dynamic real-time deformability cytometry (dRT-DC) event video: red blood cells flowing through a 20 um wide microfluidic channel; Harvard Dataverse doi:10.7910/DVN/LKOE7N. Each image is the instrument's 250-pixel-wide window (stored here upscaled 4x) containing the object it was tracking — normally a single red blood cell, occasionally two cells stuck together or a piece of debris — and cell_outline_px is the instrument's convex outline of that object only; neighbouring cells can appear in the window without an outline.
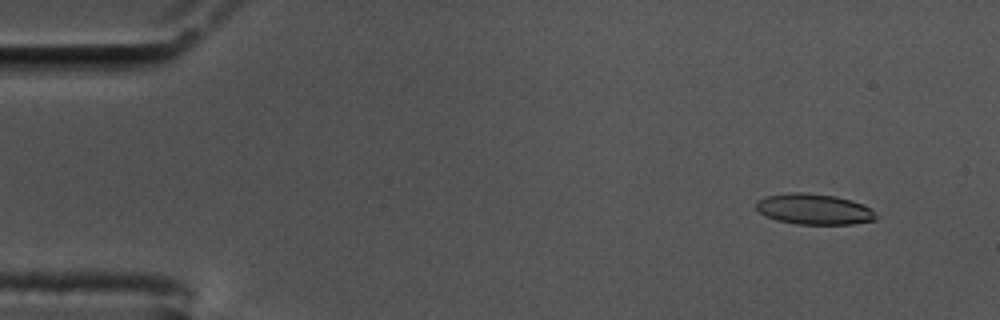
{"species": "common noctule bat (a hibernating species)", "species_latin": "Nyctalus noctula", "temperature_condition": "cold", "stored_images_in_passage": 58, "camera_frame_rate_fps": 3000, "um_per_image_px": 0.085, "animal": {"sex": "male", "body_mass_g": 17.5, "forearm_length_mm": 52.3}, "frame": {"image": 1, "passage_image": 5, "time_ms": 1.333, "image_size_px": [1000, 320], "cell_outline_px": [[876, 220], [852, 224], [796, 224], [776, 220], [760, 212], [756, 208], [756, 200], [768, 196], [788, 192], [804, 192], [836, 196], [852, 200], [864, 204], [872, 208], [876, 216]], "centroid_in_image_um": [69.22, 17.77], "position_along_channel_um": 15.8, "area_um2": 21.56}}
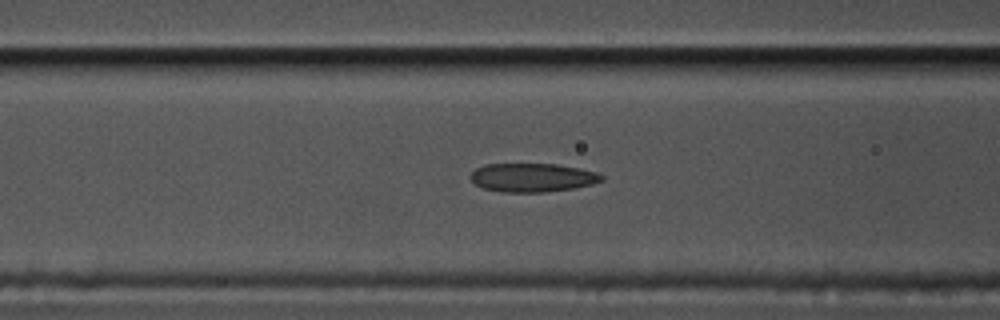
{"frame": {"image": 2, "passage_image": 23, "time_ms": 7.333, "image_size_px": [1000, 320], "cell_outline_px": [[604, 180], [592, 184], [572, 188], [544, 192], [504, 192], [484, 188], [476, 184], [468, 176], [476, 168], [484, 164], [556, 164], [596, 172], [604, 176]], "centroid_in_image_um": [45.24, 15.09], "position_along_channel_um": 121.4, "area_um2": 21.73}}
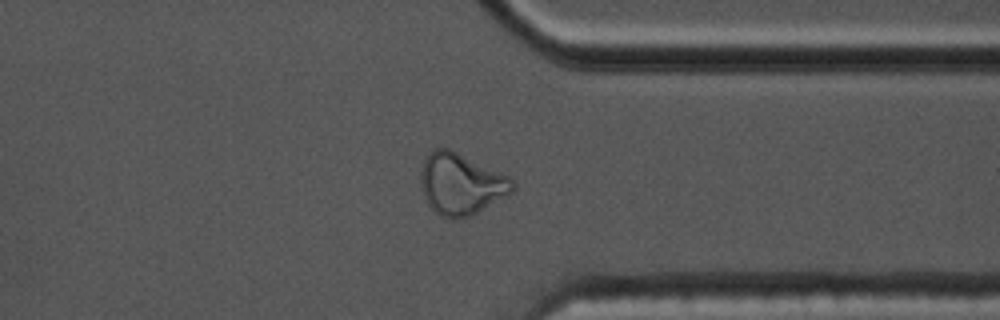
{"frame": {"image": 3, "passage_image": 45, "time_ms": 14.667, "image_size_px": [1000, 320], "cell_outline_px": [[516, 184], [512, 192], [476, 212], [468, 216], [456, 220], [452, 220], [440, 216], [428, 204], [420, 188], [420, 172], [424, 160], [428, 152], [432, 148], [448, 148], [500, 172], [508, 176]], "centroid_in_image_um": [39.13, 15.63], "position_along_channel_um": 372.3, "area_um2": 32.71}, "authors_computed_cell_mechanics": {"area_um2": 22.3686, "velocity_mm_per_s": 3.4556, "shape_relaxation_time_tau1_ms": null, "shape_relaxation_time_tau2_ms": 2.9989, "deformation_change_tau1": null, "deformation_change_tau2": 0.1048}}